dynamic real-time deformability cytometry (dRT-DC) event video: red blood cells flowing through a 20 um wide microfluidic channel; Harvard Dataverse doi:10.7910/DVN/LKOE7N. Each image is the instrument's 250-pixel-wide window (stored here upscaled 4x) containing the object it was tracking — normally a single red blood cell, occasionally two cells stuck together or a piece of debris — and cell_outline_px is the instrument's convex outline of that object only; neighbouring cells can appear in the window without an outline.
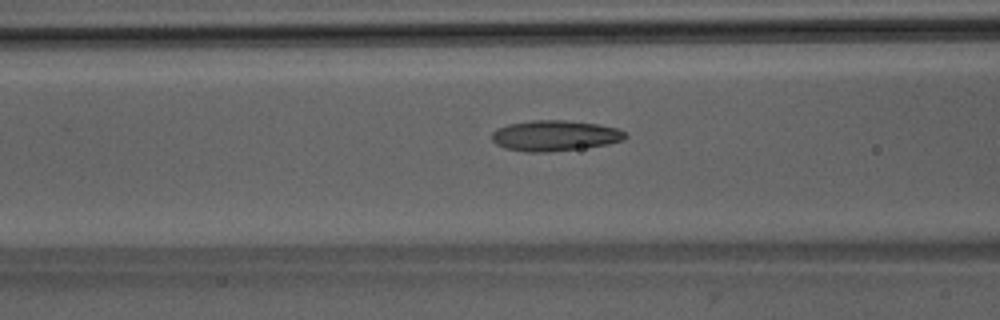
{"species": "Egyptian fruit bat (a non-hibernating species)", "species_latin": "Rousettus aegyptiacus", "temperature_condition": "room temperature", "stored_images_in_passage": 38, "camera_frame_rate_fps": 3000, "um_per_image_px": 0.085, "animal": {"sex": "male"}, "frame": {"image": 1, "passage_image": 8, "time_ms": 2.333, "image_size_px": [1000, 320], "cell_outline_px": [[628, 136], [624, 140], [608, 144], [580, 148], [548, 152], [528, 152], [504, 148], [496, 144], [492, 140], [492, 132], [496, 128], [508, 124], [532, 120], [564, 120], [600, 124], [616, 128], [624, 132]], "centroid_in_image_um": [47.14, 11.52], "position_along_channel_um": 119.5, "area_um2": 23.87}}
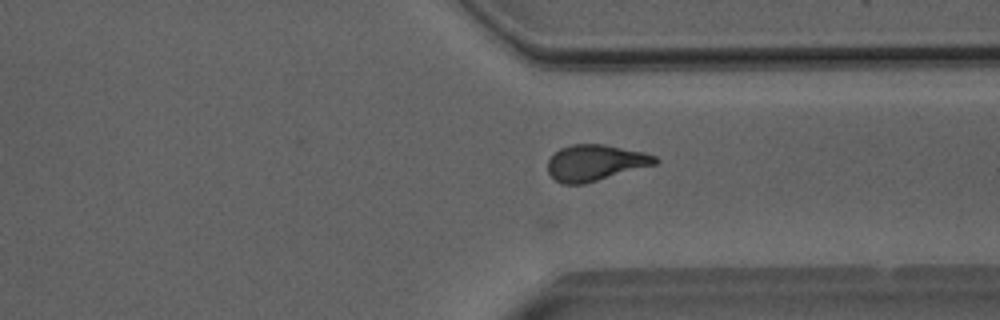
{"frame": {"image": 2, "passage_image": 26, "time_ms": 8.333, "image_size_px": [1000, 320], "cell_outline_px": [[660, 160], [656, 164], [584, 184], [564, 184], [556, 180], [548, 172], [548, 160], [560, 148], [572, 144], [604, 144], [644, 152], [656, 156]], "centroid_in_image_um": [50.61, 13.82], "position_along_channel_um": 360.8, "area_um2": 22.48}}
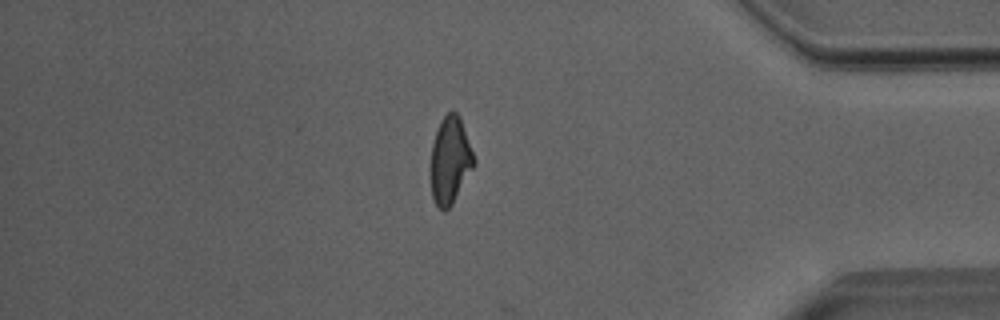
{"frame": {"image": 3, "passage_image": 31, "time_ms": 10.0, "image_size_px": [1000, 320], "cell_outline_px": [[476, 164], [452, 204], [444, 212], [436, 204], [432, 196], [432, 144], [440, 120], [448, 112], [456, 112], [460, 116], [476, 160]], "centroid_in_image_um": [38.29, 13.61], "position_along_channel_um": 396.9, "area_um2": 21.68}, "authors_computed_cell_mechanics": {"area_um2": 22.4264, "velocity_mm_per_s": 4.0212, "shape_relaxation_time_tau1_ms": 5.9601, "shape_relaxation_time_tau2_ms": 2.2292, "deformation_change_tau1": 0.1911, "deformation_change_tau2": 0.1106}}